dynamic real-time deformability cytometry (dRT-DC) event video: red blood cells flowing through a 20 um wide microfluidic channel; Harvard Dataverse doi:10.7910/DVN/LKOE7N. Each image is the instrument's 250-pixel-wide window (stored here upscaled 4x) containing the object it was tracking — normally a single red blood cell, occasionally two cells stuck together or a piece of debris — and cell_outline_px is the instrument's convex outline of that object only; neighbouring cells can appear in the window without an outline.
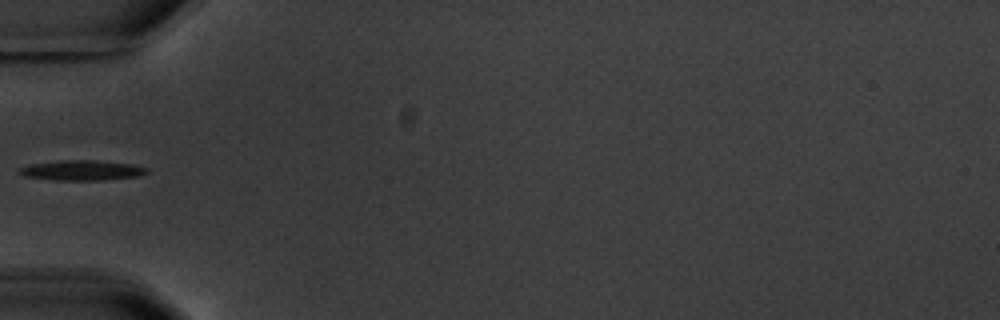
{"species": "common noctule bat (a hibernating species)", "species_latin": "Nyctalus noctula", "temperature_condition": "warm", "stored_images_in_passage": 1, "camera_frame_rate_fps": 3000, "um_per_image_px": 0.085, "animal": {"sex": "male", "body_mass_g": 20.1, "forearm_length_mm": 53.5}, "frame": {"image": 1, "passage_image": 1, "time_ms": 0.0, "image_size_px": [1000, 320], "cell_outline_px": [[148, 172], [140, 176], [100, 180], [56, 180], [24, 176], [16, 172], [20, 168], [28, 164], [64, 160], [96, 160], [132, 164], [148, 168]], "centroid_in_image_um": [6.95, 14.47], "position_along_channel_um": 78.1, "area_um2": 14.97}}